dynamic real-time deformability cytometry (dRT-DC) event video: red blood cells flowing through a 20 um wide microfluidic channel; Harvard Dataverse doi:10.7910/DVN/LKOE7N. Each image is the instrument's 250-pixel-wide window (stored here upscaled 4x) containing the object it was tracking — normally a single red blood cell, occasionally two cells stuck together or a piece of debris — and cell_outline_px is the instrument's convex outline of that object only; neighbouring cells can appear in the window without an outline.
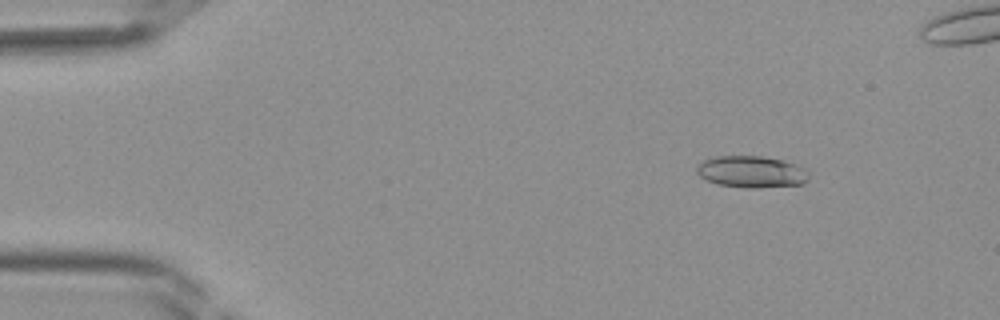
{"species": "Egyptian fruit bat (a non-hibernating species)", "species_latin": "Rousettus aegyptiacus", "temperature_condition": "room temperature", "stored_images_in_passage": 39, "camera_frame_rate_fps": 3000, "um_per_image_px": 0.085, "frame": {"image": 1, "passage_image": 3, "time_ms": 0.667, "image_size_px": [1000, 320], "cell_outline_px": [[808, 180], [804, 184], [760, 188], [748, 188], [720, 184], [708, 180], [700, 176], [696, 172], [696, 168], [704, 160], [716, 156], [760, 156], [784, 160], [796, 164], [804, 168], [808, 172]], "centroid_in_image_um": [63.92, 14.6], "position_along_channel_um": 21.1, "area_um2": 20.69}}
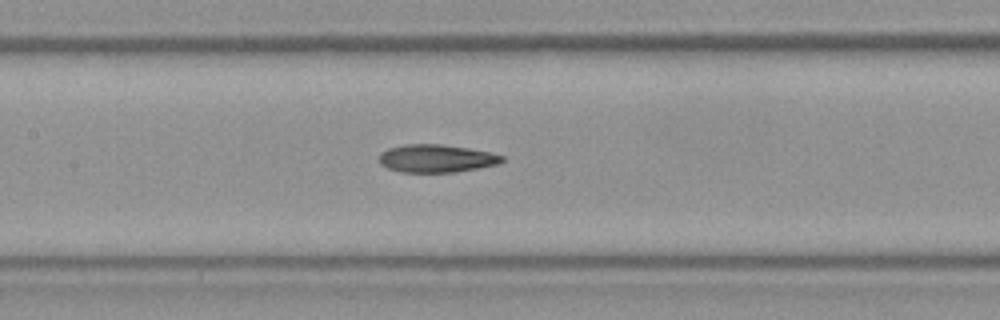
{"frame": {"image": 2, "passage_image": 17, "time_ms": 5.333, "image_size_px": [1000, 320], "cell_outline_px": [[504, 160], [500, 164], [480, 168], [456, 172], [400, 172], [388, 168], [380, 164], [380, 152], [388, 148], [404, 144], [440, 144], [468, 148], [488, 152], [504, 156]], "centroid_in_image_um": [37.1, 13.47], "position_along_channel_um": 170.3, "area_um2": 20.06}}
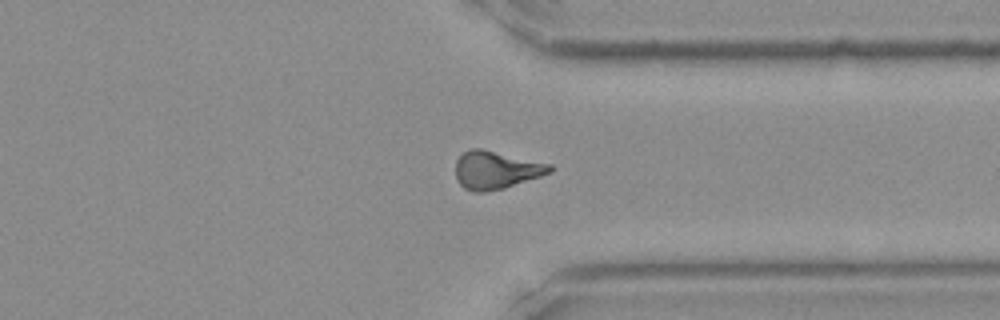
{"frame": {"image": 3, "passage_image": 29, "time_ms": 9.333, "image_size_px": [1000, 320], "cell_outline_px": [[556, 168], [552, 172], [504, 188], [484, 192], [472, 192], [464, 188], [456, 180], [456, 160], [464, 152], [472, 148], [480, 148], [552, 164]], "centroid_in_image_um": [42.17, 14.45], "position_along_channel_um": 369.2, "area_um2": 20.87}}